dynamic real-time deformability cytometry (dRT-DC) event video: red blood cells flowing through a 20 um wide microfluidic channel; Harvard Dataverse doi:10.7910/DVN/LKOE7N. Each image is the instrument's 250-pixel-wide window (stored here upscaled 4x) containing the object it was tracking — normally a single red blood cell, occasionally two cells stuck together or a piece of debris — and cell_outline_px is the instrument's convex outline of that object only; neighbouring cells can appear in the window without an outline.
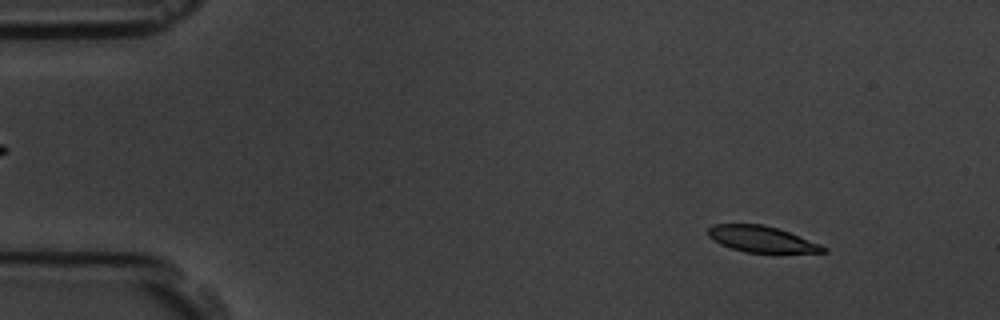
{"species": "common noctule bat (a hibernating species)", "species_latin": "Nyctalus noctula", "temperature_condition": "room temperature", "stored_images_in_passage": 56, "camera_frame_rate_fps": 3000, "um_per_image_px": 0.085, "animal": {"sex": "male", "body_mass_g": 19.5, "forearm_length_mm": 54.6}, "frame": {"image": 1, "passage_image": 6, "time_ms": 1.667, "image_size_px": [1000, 320], "cell_outline_px": [[828, 252], [744, 252], [720, 244], [708, 236], [708, 228], [712, 224], [764, 224], [788, 232], [820, 244], [828, 248]], "centroid_in_image_um": [64.71, 20.32], "position_along_channel_um": 20.3, "area_um2": 17.28}}
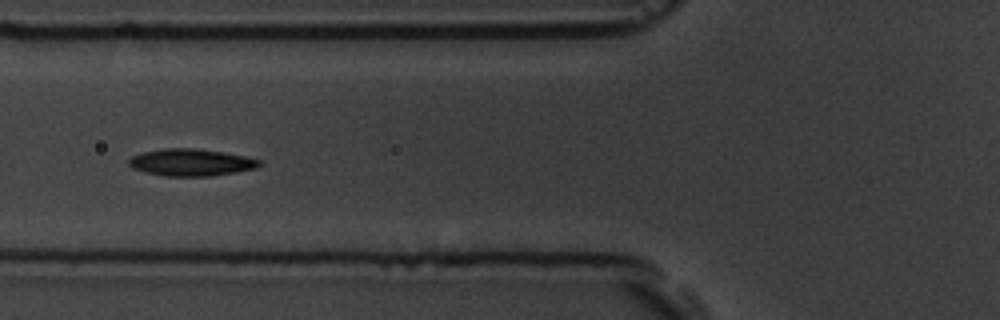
{"frame": {"image": 2, "passage_image": 21, "time_ms": 6.667, "image_size_px": [1000, 320], "cell_outline_px": [[260, 164], [256, 168], [236, 172], [212, 176], [164, 176], [144, 172], [132, 168], [128, 164], [128, 160], [132, 156], [144, 152], [164, 148], [196, 148], [224, 152], [244, 156], [260, 160]], "centroid_in_image_um": [16.21, 13.81], "position_along_channel_um": 109.6, "area_um2": 20.58}}
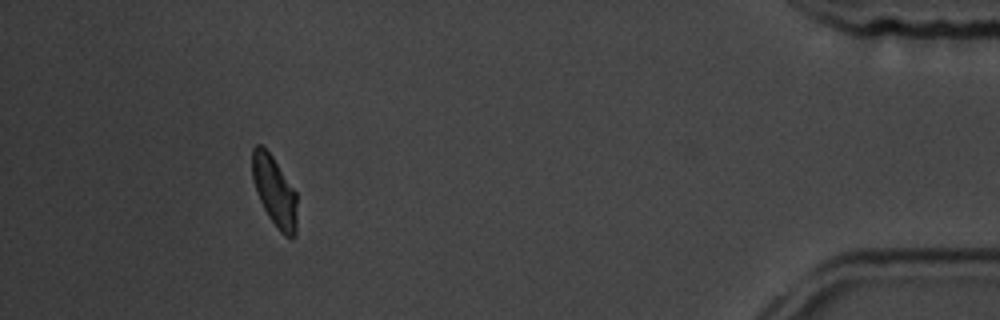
{"frame": {"image": 3, "passage_image": 51, "time_ms": 16.667, "image_size_px": [1000, 320], "cell_outline_px": [[296, 232], [292, 240], [284, 236], [280, 232], [268, 216], [256, 192], [252, 176], [252, 148], [256, 144], [260, 144], [272, 156], [296, 192]], "centroid_in_image_um": [23.33, 16.28], "position_along_channel_um": 411.9, "area_um2": 18.21}, "authors_computed_cell_mechanics": {"area_um2": 19.1896, "velocity_mm_per_s": 3.6343, "shape_relaxation_time_tau1_ms": 2.6476, "shape_relaxation_time_tau2_ms": 3.6289, "deformation_change_tau1": 0.1214, "deformation_change_tau2": 0.0859}}